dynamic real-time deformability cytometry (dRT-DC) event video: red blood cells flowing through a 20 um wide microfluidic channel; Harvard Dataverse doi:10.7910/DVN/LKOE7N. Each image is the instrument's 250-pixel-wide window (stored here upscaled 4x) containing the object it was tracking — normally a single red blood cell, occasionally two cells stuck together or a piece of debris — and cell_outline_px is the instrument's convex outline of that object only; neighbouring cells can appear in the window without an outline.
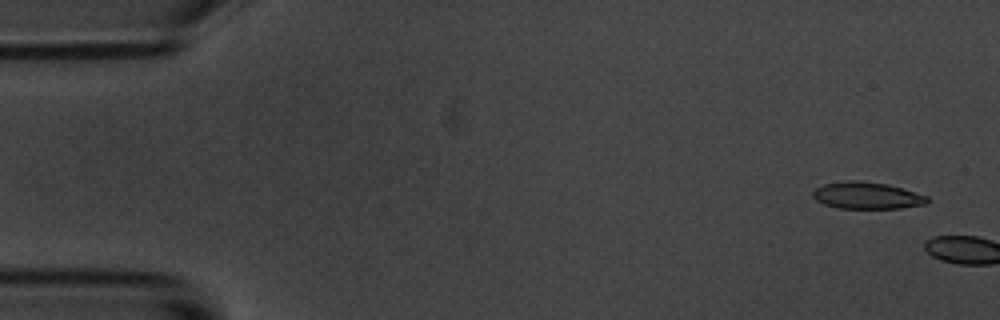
{"species": "common noctule bat (a hibernating species)", "species_latin": "Nyctalus noctula", "temperature_condition": "room temperature", "stored_images_in_passage": 3, "camera_frame_rate_fps": 3000, "um_per_image_px": 0.085, "animal": {"sex": "male", "body_mass_g": 20.1, "forearm_length_mm": 53.5}, "frame": {"image": 1, "passage_image": 1, "time_ms": 0.0, "image_size_px": [1000, 320], "cell_outline_px": [[928, 204], [900, 208], [840, 208], [824, 204], [816, 200], [812, 196], [812, 192], [816, 188], [824, 184], [848, 180], [856, 180], [888, 184], [928, 196]], "centroid_in_image_um": [73.69, 16.62], "position_along_channel_um": 11.3, "area_um2": 17.86}}